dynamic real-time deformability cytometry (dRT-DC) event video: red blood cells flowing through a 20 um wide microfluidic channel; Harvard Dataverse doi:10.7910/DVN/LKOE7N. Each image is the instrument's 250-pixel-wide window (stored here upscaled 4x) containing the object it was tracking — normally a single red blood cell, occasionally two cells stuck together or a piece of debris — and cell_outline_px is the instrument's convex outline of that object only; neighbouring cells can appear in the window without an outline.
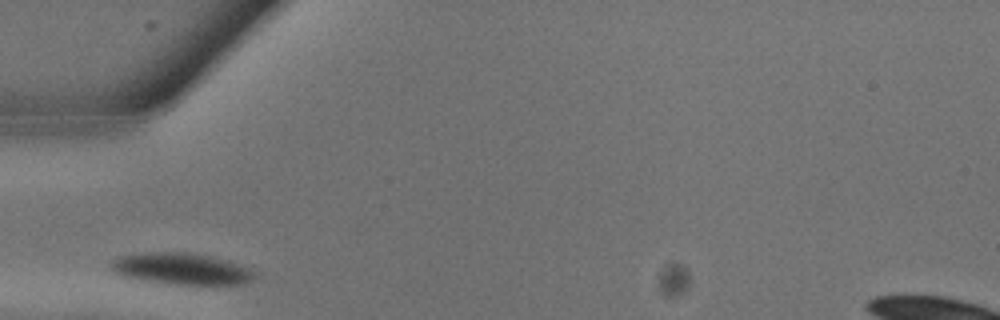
{"species": "common noctule bat (a hibernating species)", "species_latin": "Nyctalus noctula", "temperature_condition": "warm", "stored_images_in_passage": 7, "camera_frame_rate_fps": 3000, "um_per_image_px": 0.085, "animal": {"sex": "male", "body_mass_g": 13.3}, "frame": {"image": 1, "passage_image": 1, "time_ms": 0.0, "image_size_px": [1000, 320], "cell_outline_px": [[256, 276], [252, 280], [244, 284], [176, 284], [144, 280], [120, 276], [112, 272], [108, 268], [108, 264], [112, 260], [120, 256], [152, 252], [188, 252], [212, 256], [252, 268], [256, 272]], "centroid_in_image_um": [15.4, 22.84], "position_along_channel_um": 69.6, "area_um2": 26.59}}
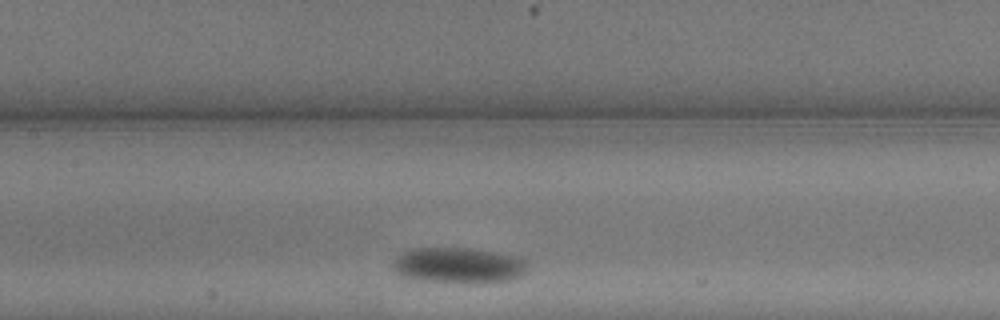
{"frame": {"image": 2, "passage_image": 5, "time_ms": 1.333, "image_size_px": [1000, 320], "cell_outline_px": [[528, 264], [524, 272], [520, 276], [512, 280], [484, 284], [480, 284], [416, 280], [400, 276], [392, 268], [392, 264], [396, 256], [412, 248], [468, 248], [520, 256], [528, 260]], "centroid_in_image_um": [39.0, 22.57], "position_along_channel_um": 168.4, "area_um2": 28.67}}
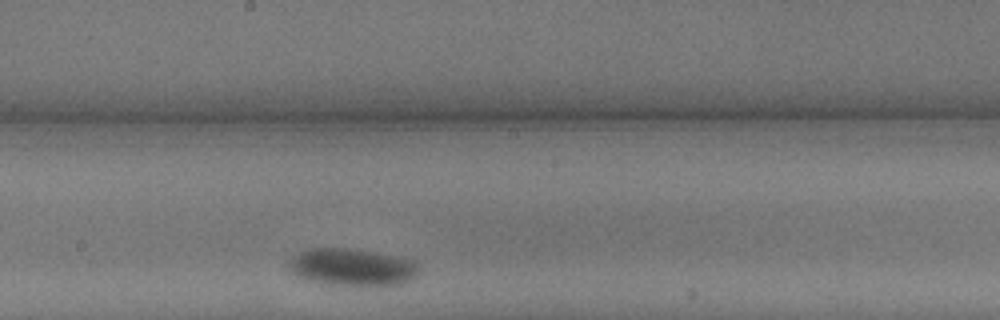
{"frame": {"image": 3, "passage_image": 7, "time_ms": 2.0, "image_size_px": [1000, 320], "cell_outline_px": [[420, 272], [412, 280], [400, 284], [328, 284], [304, 280], [296, 276], [288, 268], [288, 260], [292, 256], [300, 252], [312, 248], [348, 248], [400, 256], [412, 260], [420, 264]], "centroid_in_image_um": [29.93, 22.69], "position_along_channel_um": 218.3, "area_um2": 28.32}}